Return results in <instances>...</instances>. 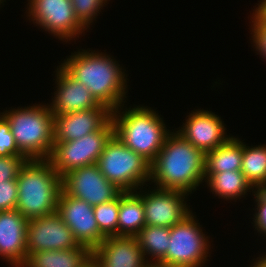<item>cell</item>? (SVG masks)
<instances>
[{
	"mask_svg": "<svg viewBox=\"0 0 266 267\" xmlns=\"http://www.w3.org/2000/svg\"><path fill=\"white\" fill-rule=\"evenodd\" d=\"M205 162V152L194 147L177 131L169 132L150 165V179L159 189L190 194L205 181Z\"/></svg>",
	"mask_w": 266,
	"mask_h": 267,
	"instance_id": "obj_1",
	"label": "cell"
},
{
	"mask_svg": "<svg viewBox=\"0 0 266 267\" xmlns=\"http://www.w3.org/2000/svg\"><path fill=\"white\" fill-rule=\"evenodd\" d=\"M87 51L74 52L60 66L76 81L83 83L100 104L116 110L126 98L125 72L109 55Z\"/></svg>",
	"mask_w": 266,
	"mask_h": 267,
	"instance_id": "obj_2",
	"label": "cell"
},
{
	"mask_svg": "<svg viewBox=\"0 0 266 267\" xmlns=\"http://www.w3.org/2000/svg\"><path fill=\"white\" fill-rule=\"evenodd\" d=\"M16 209L28 220L53 214L62 191V177L48 159L27 160L16 179Z\"/></svg>",
	"mask_w": 266,
	"mask_h": 267,
	"instance_id": "obj_3",
	"label": "cell"
},
{
	"mask_svg": "<svg viewBox=\"0 0 266 267\" xmlns=\"http://www.w3.org/2000/svg\"><path fill=\"white\" fill-rule=\"evenodd\" d=\"M119 109L113 110L111 116L114 135L151 164L170 131L158 113L149 107L138 105L122 113Z\"/></svg>",
	"mask_w": 266,
	"mask_h": 267,
	"instance_id": "obj_4",
	"label": "cell"
},
{
	"mask_svg": "<svg viewBox=\"0 0 266 267\" xmlns=\"http://www.w3.org/2000/svg\"><path fill=\"white\" fill-rule=\"evenodd\" d=\"M10 125L16 146L28 159H48L54 145V116L49 105L10 109L1 113Z\"/></svg>",
	"mask_w": 266,
	"mask_h": 267,
	"instance_id": "obj_5",
	"label": "cell"
},
{
	"mask_svg": "<svg viewBox=\"0 0 266 267\" xmlns=\"http://www.w3.org/2000/svg\"><path fill=\"white\" fill-rule=\"evenodd\" d=\"M96 165L103 176L122 192H133L145 182L151 181V164L124 145L114 134L107 141Z\"/></svg>",
	"mask_w": 266,
	"mask_h": 267,
	"instance_id": "obj_6",
	"label": "cell"
},
{
	"mask_svg": "<svg viewBox=\"0 0 266 267\" xmlns=\"http://www.w3.org/2000/svg\"><path fill=\"white\" fill-rule=\"evenodd\" d=\"M199 224L191 212L171 227L167 253L157 264L164 267L203 266L209 254L210 242Z\"/></svg>",
	"mask_w": 266,
	"mask_h": 267,
	"instance_id": "obj_7",
	"label": "cell"
},
{
	"mask_svg": "<svg viewBox=\"0 0 266 267\" xmlns=\"http://www.w3.org/2000/svg\"><path fill=\"white\" fill-rule=\"evenodd\" d=\"M113 134L114 126L110 120L101 130L89 133L80 139L54 142L48 160L61 177L73 169L94 165Z\"/></svg>",
	"mask_w": 266,
	"mask_h": 267,
	"instance_id": "obj_8",
	"label": "cell"
},
{
	"mask_svg": "<svg viewBox=\"0 0 266 267\" xmlns=\"http://www.w3.org/2000/svg\"><path fill=\"white\" fill-rule=\"evenodd\" d=\"M34 23L60 40L70 41L87 30L76 18L71 0H29Z\"/></svg>",
	"mask_w": 266,
	"mask_h": 267,
	"instance_id": "obj_9",
	"label": "cell"
},
{
	"mask_svg": "<svg viewBox=\"0 0 266 267\" xmlns=\"http://www.w3.org/2000/svg\"><path fill=\"white\" fill-rule=\"evenodd\" d=\"M62 190L92 206L114 200L122 192L103 176L96 164L76 168L64 174Z\"/></svg>",
	"mask_w": 266,
	"mask_h": 267,
	"instance_id": "obj_10",
	"label": "cell"
},
{
	"mask_svg": "<svg viewBox=\"0 0 266 267\" xmlns=\"http://www.w3.org/2000/svg\"><path fill=\"white\" fill-rule=\"evenodd\" d=\"M56 212L70 228L79 245L92 251L106 238L97 225L94 206L86 201L74 198L62 190Z\"/></svg>",
	"mask_w": 266,
	"mask_h": 267,
	"instance_id": "obj_11",
	"label": "cell"
},
{
	"mask_svg": "<svg viewBox=\"0 0 266 267\" xmlns=\"http://www.w3.org/2000/svg\"><path fill=\"white\" fill-rule=\"evenodd\" d=\"M137 194L143 201L145 226L171 228L192 212L184 201L189 195L187 192L157 188L146 194Z\"/></svg>",
	"mask_w": 266,
	"mask_h": 267,
	"instance_id": "obj_12",
	"label": "cell"
},
{
	"mask_svg": "<svg viewBox=\"0 0 266 267\" xmlns=\"http://www.w3.org/2000/svg\"><path fill=\"white\" fill-rule=\"evenodd\" d=\"M72 231L57 212L34 218L27 224V253L78 247Z\"/></svg>",
	"mask_w": 266,
	"mask_h": 267,
	"instance_id": "obj_13",
	"label": "cell"
},
{
	"mask_svg": "<svg viewBox=\"0 0 266 267\" xmlns=\"http://www.w3.org/2000/svg\"><path fill=\"white\" fill-rule=\"evenodd\" d=\"M112 110L103 104L54 117V142H68L101 130L110 120Z\"/></svg>",
	"mask_w": 266,
	"mask_h": 267,
	"instance_id": "obj_14",
	"label": "cell"
},
{
	"mask_svg": "<svg viewBox=\"0 0 266 267\" xmlns=\"http://www.w3.org/2000/svg\"><path fill=\"white\" fill-rule=\"evenodd\" d=\"M221 117L211 111H193L183 123L180 133L194 147L203 152L214 150L225 143L231 136H226V128Z\"/></svg>",
	"mask_w": 266,
	"mask_h": 267,
	"instance_id": "obj_15",
	"label": "cell"
},
{
	"mask_svg": "<svg viewBox=\"0 0 266 267\" xmlns=\"http://www.w3.org/2000/svg\"><path fill=\"white\" fill-rule=\"evenodd\" d=\"M92 259L99 267H146L153 262L144 258L134 236L106 237L92 250Z\"/></svg>",
	"mask_w": 266,
	"mask_h": 267,
	"instance_id": "obj_16",
	"label": "cell"
},
{
	"mask_svg": "<svg viewBox=\"0 0 266 267\" xmlns=\"http://www.w3.org/2000/svg\"><path fill=\"white\" fill-rule=\"evenodd\" d=\"M28 219L17 209L0 211V256L14 267L27 258Z\"/></svg>",
	"mask_w": 266,
	"mask_h": 267,
	"instance_id": "obj_17",
	"label": "cell"
},
{
	"mask_svg": "<svg viewBox=\"0 0 266 267\" xmlns=\"http://www.w3.org/2000/svg\"><path fill=\"white\" fill-rule=\"evenodd\" d=\"M56 71L57 89L49 105L53 116L95 108L100 103L88 88L72 78L61 66Z\"/></svg>",
	"mask_w": 266,
	"mask_h": 267,
	"instance_id": "obj_18",
	"label": "cell"
},
{
	"mask_svg": "<svg viewBox=\"0 0 266 267\" xmlns=\"http://www.w3.org/2000/svg\"><path fill=\"white\" fill-rule=\"evenodd\" d=\"M92 259V251L79 245L66 250H44L29 253L21 267H84Z\"/></svg>",
	"mask_w": 266,
	"mask_h": 267,
	"instance_id": "obj_19",
	"label": "cell"
},
{
	"mask_svg": "<svg viewBox=\"0 0 266 267\" xmlns=\"http://www.w3.org/2000/svg\"><path fill=\"white\" fill-rule=\"evenodd\" d=\"M243 142L231 136L225 143L206 152L205 174L241 171Z\"/></svg>",
	"mask_w": 266,
	"mask_h": 267,
	"instance_id": "obj_20",
	"label": "cell"
},
{
	"mask_svg": "<svg viewBox=\"0 0 266 267\" xmlns=\"http://www.w3.org/2000/svg\"><path fill=\"white\" fill-rule=\"evenodd\" d=\"M134 192H121L118 212V236H136L145 227L142 198Z\"/></svg>",
	"mask_w": 266,
	"mask_h": 267,
	"instance_id": "obj_21",
	"label": "cell"
},
{
	"mask_svg": "<svg viewBox=\"0 0 266 267\" xmlns=\"http://www.w3.org/2000/svg\"><path fill=\"white\" fill-rule=\"evenodd\" d=\"M204 179L208 186L211 188V192L215 193L224 199H236L247 193L248 190L254 187L246 179L241 171H227L215 174H205Z\"/></svg>",
	"mask_w": 266,
	"mask_h": 267,
	"instance_id": "obj_22",
	"label": "cell"
},
{
	"mask_svg": "<svg viewBox=\"0 0 266 267\" xmlns=\"http://www.w3.org/2000/svg\"><path fill=\"white\" fill-rule=\"evenodd\" d=\"M241 172L255 189L266 188V145L243 144Z\"/></svg>",
	"mask_w": 266,
	"mask_h": 267,
	"instance_id": "obj_23",
	"label": "cell"
},
{
	"mask_svg": "<svg viewBox=\"0 0 266 267\" xmlns=\"http://www.w3.org/2000/svg\"><path fill=\"white\" fill-rule=\"evenodd\" d=\"M140 248L146 255L151 256L157 264L167 253L170 242V228L146 225L136 236ZM154 257V258H153Z\"/></svg>",
	"mask_w": 266,
	"mask_h": 267,
	"instance_id": "obj_24",
	"label": "cell"
},
{
	"mask_svg": "<svg viewBox=\"0 0 266 267\" xmlns=\"http://www.w3.org/2000/svg\"><path fill=\"white\" fill-rule=\"evenodd\" d=\"M120 194L106 203L94 206V215L100 232L105 237L118 236Z\"/></svg>",
	"mask_w": 266,
	"mask_h": 267,
	"instance_id": "obj_25",
	"label": "cell"
},
{
	"mask_svg": "<svg viewBox=\"0 0 266 267\" xmlns=\"http://www.w3.org/2000/svg\"><path fill=\"white\" fill-rule=\"evenodd\" d=\"M108 0H71L78 21L87 29ZM104 3V4H103Z\"/></svg>",
	"mask_w": 266,
	"mask_h": 267,
	"instance_id": "obj_26",
	"label": "cell"
},
{
	"mask_svg": "<svg viewBox=\"0 0 266 267\" xmlns=\"http://www.w3.org/2000/svg\"><path fill=\"white\" fill-rule=\"evenodd\" d=\"M27 160L25 156H0V183L16 180L21 167Z\"/></svg>",
	"mask_w": 266,
	"mask_h": 267,
	"instance_id": "obj_27",
	"label": "cell"
},
{
	"mask_svg": "<svg viewBox=\"0 0 266 267\" xmlns=\"http://www.w3.org/2000/svg\"><path fill=\"white\" fill-rule=\"evenodd\" d=\"M24 156L16 146L7 120L0 114V156Z\"/></svg>",
	"mask_w": 266,
	"mask_h": 267,
	"instance_id": "obj_28",
	"label": "cell"
},
{
	"mask_svg": "<svg viewBox=\"0 0 266 267\" xmlns=\"http://www.w3.org/2000/svg\"><path fill=\"white\" fill-rule=\"evenodd\" d=\"M252 21V40L256 50L266 59V21L254 10Z\"/></svg>",
	"mask_w": 266,
	"mask_h": 267,
	"instance_id": "obj_29",
	"label": "cell"
},
{
	"mask_svg": "<svg viewBox=\"0 0 266 267\" xmlns=\"http://www.w3.org/2000/svg\"><path fill=\"white\" fill-rule=\"evenodd\" d=\"M18 186L16 180L0 183V211L16 209Z\"/></svg>",
	"mask_w": 266,
	"mask_h": 267,
	"instance_id": "obj_30",
	"label": "cell"
},
{
	"mask_svg": "<svg viewBox=\"0 0 266 267\" xmlns=\"http://www.w3.org/2000/svg\"><path fill=\"white\" fill-rule=\"evenodd\" d=\"M254 191L255 202H257V211L255 209V219L254 226L260 234H263L266 237V188L265 189H255Z\"/></svg>",
	"mask_w": 266,
	"mask_h": 267,
	"instance_id": "obj_31",
	"label": "cell"
},
{
	"mask_svg": "<svg viewBox=\"0 0 266 267\" xmlns=\"http://www.w3.org/2000/svg\"><path fill=\"white\" fill-rule=\"evenodd\" d=\"M255 11L266 21V0H262L261 4H257Z\"/></svg>",
	"mask_w": 266,
	"mask_h": 267,
	"instance_id": "obj_32",
	"label": "cell"
},
{
	"mask_svg": "<svg viewBox=\"0 0 266 267\" xmlns=\"http://www.w3.org/2000/svg\"><path fill=\"white\" fill-rule=\"evenodd\" d=\"M259 258V259H258ZM255 263L253 264L254 266L250 267H266V254L265 256L258 257Z\"/></svg>",
	"mask_w": 266,
	"mask_h": 267,
	"instance_id": "obj_33",
	"label": "cell"
},
{
	"mask_svg": "<svg viewBox=\"0 0 266 267\" xmlns=\"http://www.w3.org/2000/svg\"><path fill=\"white\" fill-rule=\"evenodd\" d=\"M84 267H99V266L93 261V259H91L89 262H87V264Z\"/></svg>",
	"mask_w": 266,
	"mask_h": 267,
	"instance_id": "obj_34",
	"label": "cell"
},
{
	"mask_svg": "<svg viewBox=\"0 0 266 267\" xmlns=\"http://www.w3.org/2000/svg\"><path fill=\"white\" fill-rule=\"evenodd\" d=\"M146 267H164V266L155 263H149Z\"/></svg>",
	"mask_w": 266,
	"mask_h": 267,
	"instance_id": "obj_35",
	"label": "cell"
}]
</instances>
